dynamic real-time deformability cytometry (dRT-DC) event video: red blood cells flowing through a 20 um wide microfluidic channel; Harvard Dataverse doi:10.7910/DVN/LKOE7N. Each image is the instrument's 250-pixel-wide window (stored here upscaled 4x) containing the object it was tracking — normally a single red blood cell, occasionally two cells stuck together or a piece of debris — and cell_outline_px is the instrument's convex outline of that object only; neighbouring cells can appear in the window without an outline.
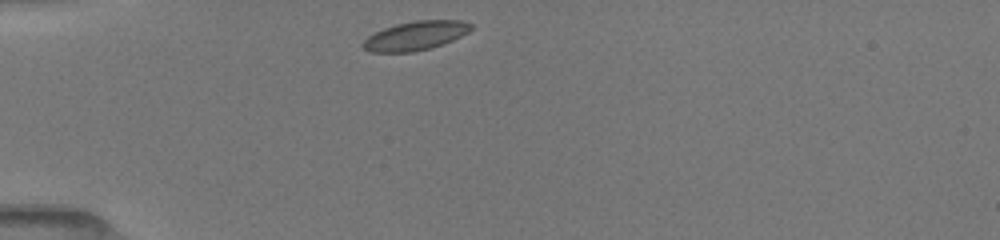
{"species": "common noctule bat (a hibernating species)", "species_latin": "Nyctalus noctula", "temperature_condition": "room temperature", "stored_images_in_passage": 66, "camera_frame_rate_fps": 3000, "um_per_image_px": 0.085, "animal": {"sex": "female", "body_mass_g": 19.5, "forearm_length_mm": 54.1}, "frame": {"image": 1, "passage_image": 1, "time_ms": 0.0, "image_size_px": [1000, 240], "cell_outline_px": [[472, 28], [468, 32], [452, 40], [432, 48], [412, 52], [372, 52], [364, 48], [360, 44], [368, 36], [384, 28], [396, 24], [416, 20], [460, 20], [472, 24]], "centroid_in_image_um": [35.31, 3.03], "position_along_channel_um": 49.7, "area_um2": 18.15}}
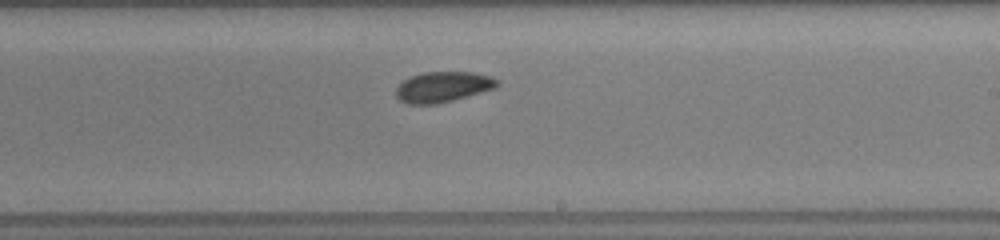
{"frame": {"image": 2, "passage_image": 28, "time_ms": 5.667, "image_size_px": [1000, 240], "cell_outline_px": [[500, 84], [496, 88], [452, 100], [436, 104], [408, 104], [400, 100], [396, 96], [396, 88], [404, 80], [412, 76], [424, 72], [472, 72], [492, 76], [500, 80]], "centroid_in_image_um": [37.69, 7.38], "position_along_channel_um": 251.3, "area_um2": 17.98}}
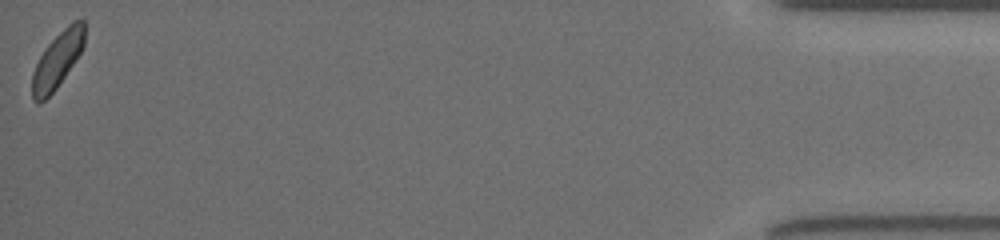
{"frame": {"image": 3, "passage_image": 64, "time_ms": 12.333, "image_size_px": [1000, 240], "cell_outline_px": [[84, 44], [80, 52], [56, 88], [44, 100], [36, 104], [32, 100], [32, 72], [44, 48], [72, 20], [84, 20]], "centroid_in_image_um": [4.85, 5.1], "position_along_channel_um": 430.4, "area_um2": 16.7}, "authors_computed_cell_mechanics": {"area_um2": 17.8024, "velocity_mm_per_s": 3.9554, "shape_relaxation_time_tau1_ms": 1.8778, "shape_relaxation_time_tau2_ms": 3.0229, "deformation_change_tau1": 0.0614, "deformation_change_tau2": 0.0495}}